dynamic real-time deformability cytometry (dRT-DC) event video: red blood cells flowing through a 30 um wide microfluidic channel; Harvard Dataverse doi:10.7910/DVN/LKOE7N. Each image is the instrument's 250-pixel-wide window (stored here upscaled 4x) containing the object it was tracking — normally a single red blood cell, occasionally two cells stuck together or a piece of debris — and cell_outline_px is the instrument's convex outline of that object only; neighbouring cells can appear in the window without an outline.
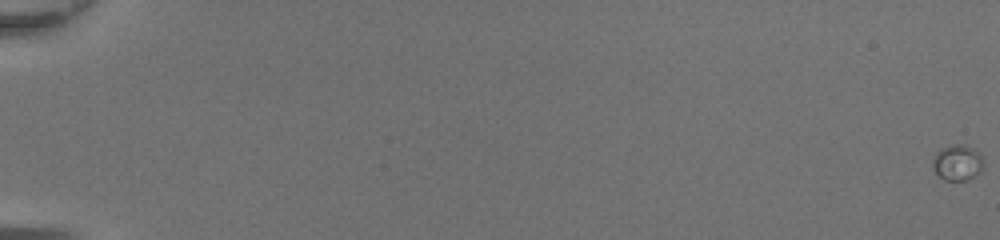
{"species": "common noctule bat (a hibernating species)", "species_latin": "Nyctalus noctula", "temperature_condition": "room temperature", "stored_images_in_passage": 52, "camera_frame_rate_fps": 3000, "um_per_image_px": 0.085, "animal": {"sex": "female", "body_mass_g": 20.0, "forearm_length_mm": 54.0}, "frame": {"image": 1, "passage_image": 1, "time_ms": 0.0, "image_size_px": [1000, 240], "cell_outline_px": [[984, 168], [980, 172], [964, 180], [944, 180], [936, 172], [932, 164], [932, 160], [936, 152], [952, 144], [960, 144], [976, 148], [980, 152], [984, 160]], "centroid_in_image_um": [81.43, 13.8], "position_along_channel_um": 3.6, "area_um2": 10.64}}